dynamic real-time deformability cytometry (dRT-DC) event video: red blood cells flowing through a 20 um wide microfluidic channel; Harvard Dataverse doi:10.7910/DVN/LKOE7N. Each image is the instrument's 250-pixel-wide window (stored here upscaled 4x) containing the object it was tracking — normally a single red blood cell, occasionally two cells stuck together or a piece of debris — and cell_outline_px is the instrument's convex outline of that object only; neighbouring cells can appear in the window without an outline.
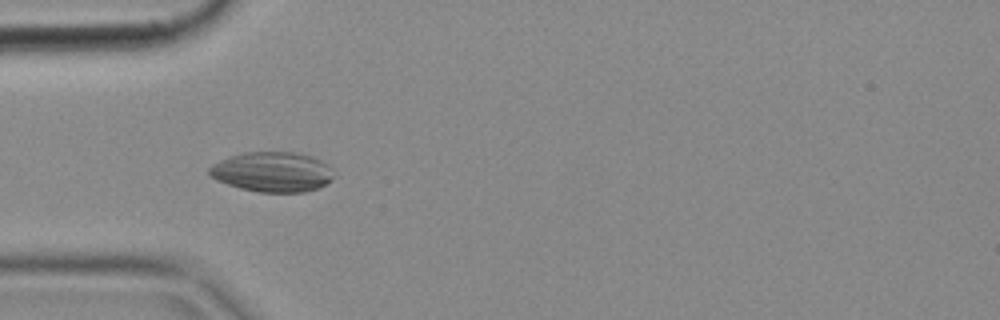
{"species": "common noctule bat (a hibernating species)", "species_latin": "Nyctalus noctula", "temperature_condition": "cold", "stored_images_in_passage": 6, "camera_frame_rate_fps": 3000, "um_per_image_px": 0.085, "animal": {"sex": "female", "body_mass_g": 18.4}, "frame": {"image": 1, "passage_image": 5, "time_ms": 1.333, "image_size_px": [1000, 320], "cell_outline_px": [[336, 176], [332, 180], [316, 188], [304, 192], [260, 192], [240, 188], [216, 180], [208, 176], [208, 168], [212, 164], [220, 160], [244, 152], [296, 152], [312, 156], [328, 164], [336, 172]], "centroid_in_image_um": [23.17, 14.61], "position_along_channel_um": 61.8, "area_um2": 29.25}}
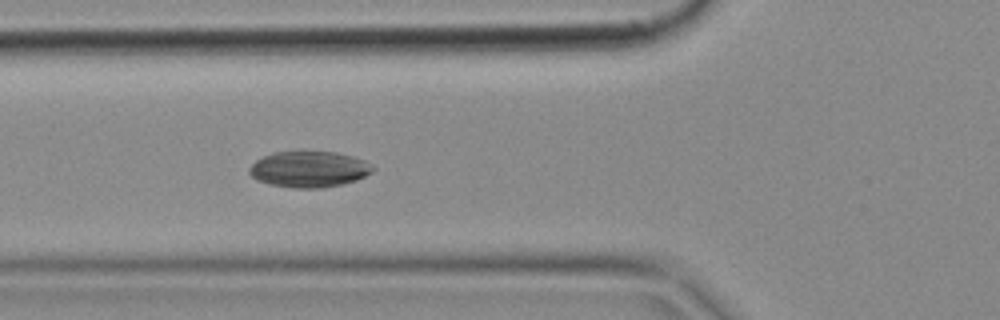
{"frame": {"image": 2, "passage_image": 6, "time_ms": 1.667, "image_size_px": [1000, 320], "cell_outline_px": [[376, 168], [372, 172], [356, 180], [340, 184], [320, 188], [292, 188], [268, 184], [256, 180], [248, 172], [248, 168], [256, 160], [272, 152], [336, 152], [352, 156], [364, 160], [372, 164]], "centroid_in_image_um": [26.25, 14.39], "position_along_channel_um": 99.5, "area_um2": 25.95}}